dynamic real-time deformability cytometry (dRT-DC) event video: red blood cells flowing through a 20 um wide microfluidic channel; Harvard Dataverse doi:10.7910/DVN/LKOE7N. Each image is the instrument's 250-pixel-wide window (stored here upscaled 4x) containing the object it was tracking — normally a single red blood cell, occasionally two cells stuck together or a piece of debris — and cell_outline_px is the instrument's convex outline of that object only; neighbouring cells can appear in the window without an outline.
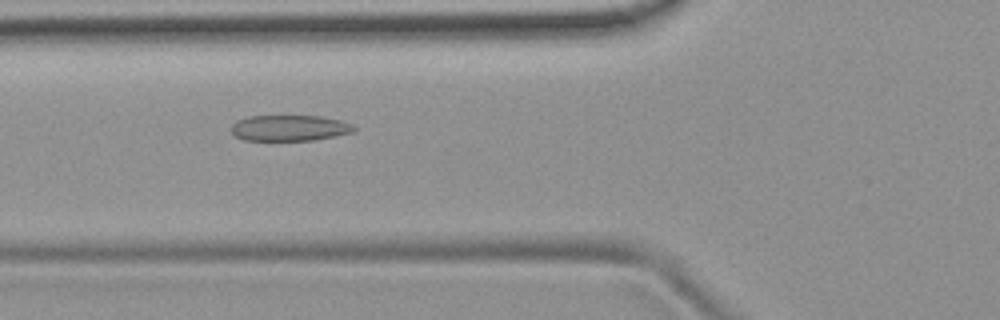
{"species": "common noctule bat (a hibernating species)", "species_latin": "Nyctalus noctula", "temperature_condition": "room temperature", "stored_images_in_passage": 53, "camera_frame_rate_fps": 3000, "um_per_image_px": 0.085, "animal": {"sex": "female", "body_mass_g": 19.9}, "frame": {"image": 1, "passage_image": 20, "time_ms": 6.333, "image_size_px": [1000, 320], "cell_outline_px": [[356, 128], [352, 132], [336, 136], [312, 140], [244, 140], [236, 136], [232, 132], [232, 124], [236, 120], [248, 116], [320, 116], [340, 120], [352, 124]], "centroid_in_image_um": [24.6, 10.87], "position_along_channel_um": 101.2, "area_um2": 18.44}}
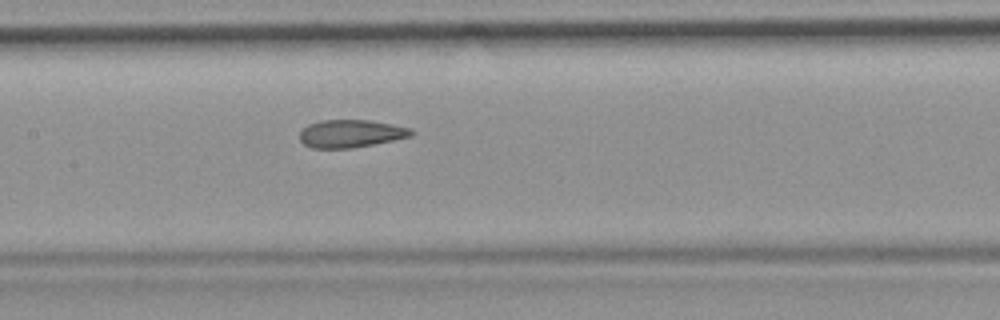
{"frame": {"image": 2, "passage_image": 26, "time_ms": 8.333, "image_size_px": [1000, 320], "cell_outline_px": [[416, 132], [412, 136], [352, 148], [312, 148], [304, 144], [300, 140], [300, 132], [308, 124], [320, 120], [368, 120], [392, 124], [412, 128]], "centroid_in_image_um": [29.83, 11.35], "position_along_channel_um": 177.6, "area_um2": 18.03}}
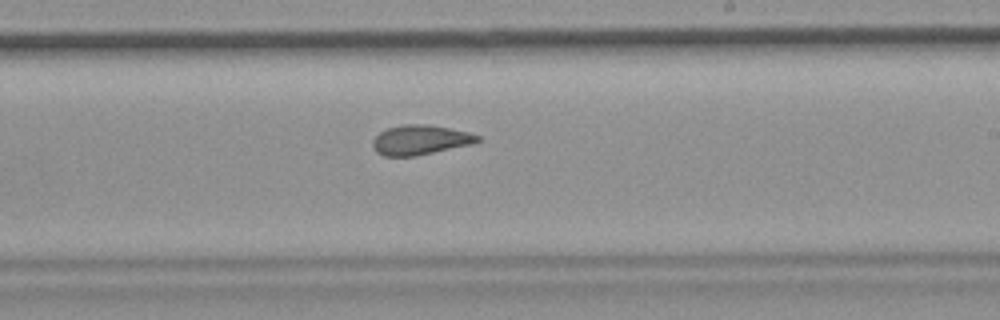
{"frame": {"image": 3, "passage_image": 32, "time_ms": 10.333, "image_size_px": [1000, 320], "cell_outline_px": [[480, 140], [472, 144], [416, 156], [384, 156], [376, 152], [372, 148], [372, 140], [380, 132], [388, 128], [404, 124], [428, 124], [468, 132], [480, 136]], "centroid_in_image_um": [35.69, 11.9], "position_along_channel_um": 253.3, "area_um2": 18.15}, "authors_computed_cell_mechanics": {"area_um2": 19.4208, "velocity_mm_per_s": 3.8089, "shape_relaxation_time_tau1_ms": null, "shape_relaxation_time_tau2_ms": 1.8626, "deformation_change_tau1": null, "deformation_change_tau2": 0.0884}}